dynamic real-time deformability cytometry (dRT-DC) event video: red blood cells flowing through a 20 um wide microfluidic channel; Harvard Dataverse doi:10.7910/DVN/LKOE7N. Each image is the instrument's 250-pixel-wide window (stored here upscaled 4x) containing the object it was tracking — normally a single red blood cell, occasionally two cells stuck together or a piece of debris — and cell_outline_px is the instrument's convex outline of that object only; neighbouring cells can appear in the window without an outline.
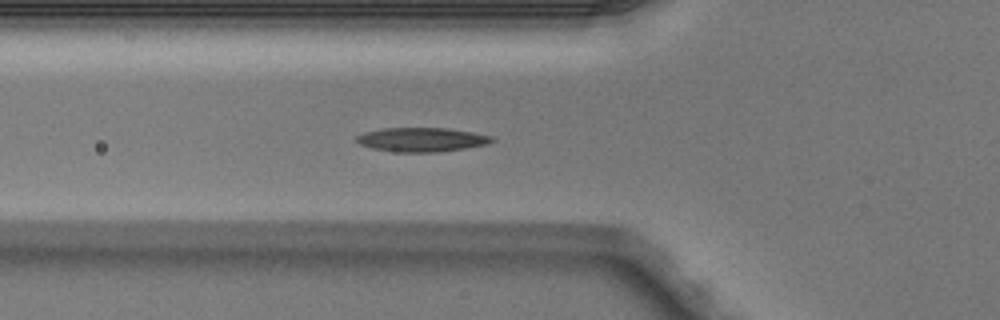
{"species": "Egyptian fruit bat (a non-hibernating species)", "species_latin": "Rousettus aegyptiacus", "temperature_condition": "warm", "stored_images_in_passage": 37, "camera_frame_rate_fps": 3000, "um_per_image_px": 0.085, "animal": {"sex": "male"}, "frame": {"image": 1, "passage_image": 4, "time_ms": 1.0, "image_size_px": [1000, 320], "cell_outline_px": [[496, 140], [488, 144], [464, 148], [436, 152], [400, 152], [372, 148], [360, 144], [356, 140], [356, 136], [364, 132], [380, 128], [448, 128], [472, 132], [492, 136]], "centroid_in_image_um": [35.85, 11.86], "position_along_channel_um": 89.9, "area_um2": 18.96}}
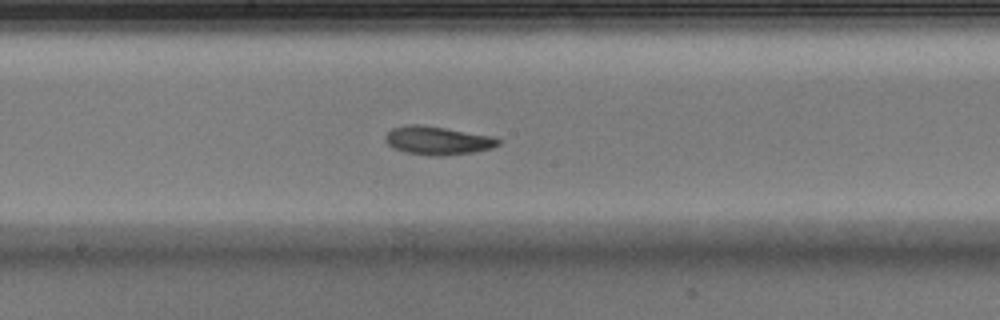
{"frame": {"image": 2, "passage_image": 13, "time_ms": 4.0, "image_size_px": [1000, 320], "cell_outline_px": [[500, 144], [492, 148], [472, 152], [444, 156], [428, 156], [404, 152], [388, 144], [384, 140], [384, 136], [392, 128], [408, 124], [420, 124], [496, 136], [500, 140]], "centroid_in_image_um": [37.21, 11.94], "position_along_channel_um": 211.0, "area_um2": 18.9}}
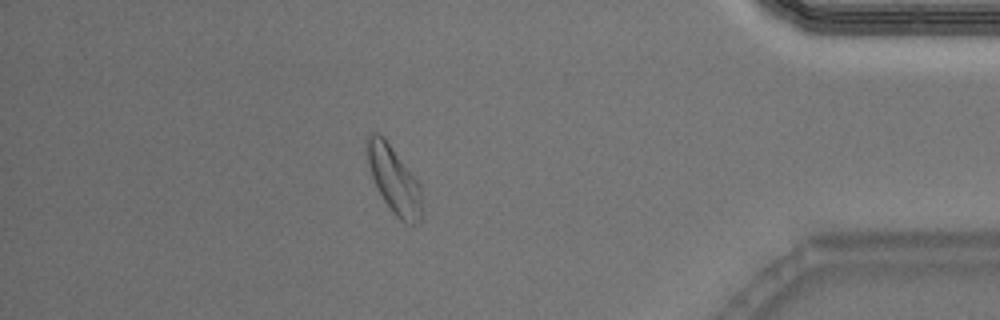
{"frame": {"image": 3, "passage_image": 30, "time_ms": 9.667, "image_size_px": [1000, 320], "cell_outline_px": [[424, 208], [420, 224], [412, 224], [400, 220], [392, 212], [384, 200], [372, 176], [368, 164], [364, 148], [364, 140], [368, 132], [380, 132], [384, 136], [416, 180], [420, 188]], "centroid_in_image_um": [33.46, 15.24], "position_along_channel_um": 401.7, "area_um2": 21.73}, "authors_computed_cell_mechanics": {"area_um2": 18.785, "velocity_mm_per_s": 4.0106, "shape_relaxation_time_tau1_ms": 4.334, "shape_relaxation_time_tau2_ms": 9.8983, "deformation_change_tau1": 0.1522, "deformation_change_tau2": 0.1636}}